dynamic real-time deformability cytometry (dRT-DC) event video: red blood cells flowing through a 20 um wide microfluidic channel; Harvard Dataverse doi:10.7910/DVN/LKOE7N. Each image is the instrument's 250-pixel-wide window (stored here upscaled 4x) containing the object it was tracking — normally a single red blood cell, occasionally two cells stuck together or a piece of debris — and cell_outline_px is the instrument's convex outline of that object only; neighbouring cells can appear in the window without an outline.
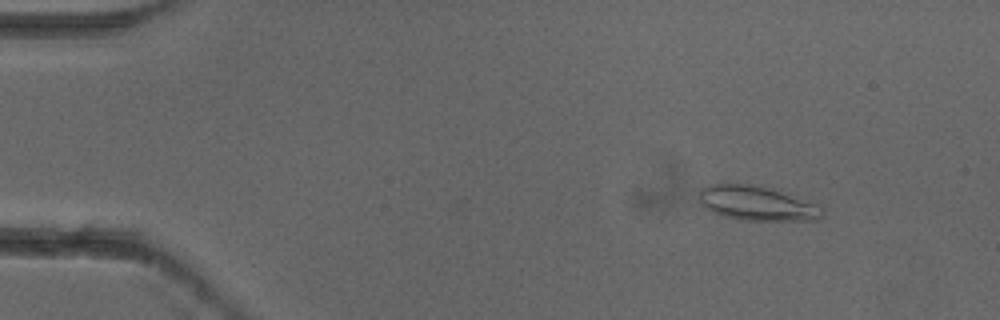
{"species": "common noctule bat (a hibernating species)", "species_latin": "Nyctalus noctula", "temperature_condition": "cold", "stored_images_in_passage": 8, "camera_frame_rate_fps": 3000, "um_per_image_px": 0.085, "animal": {"sex": "female"}, "frame": {"image": 1, "passage_image": 2, "time_ms": 0.333, "image_size_px": [1000, 320], "cell_outline_px": [[824, 216], [820, 220], [736, 220], [712, 212], [704, 208], [700, 200], [700, 188], [708, 184], [760, 184], [816, 204], [824, 208]], "centroid_in_image_um": [64.34, 17.28], "position_along_channel_um": 20.7, "area_um2": 25.03}}
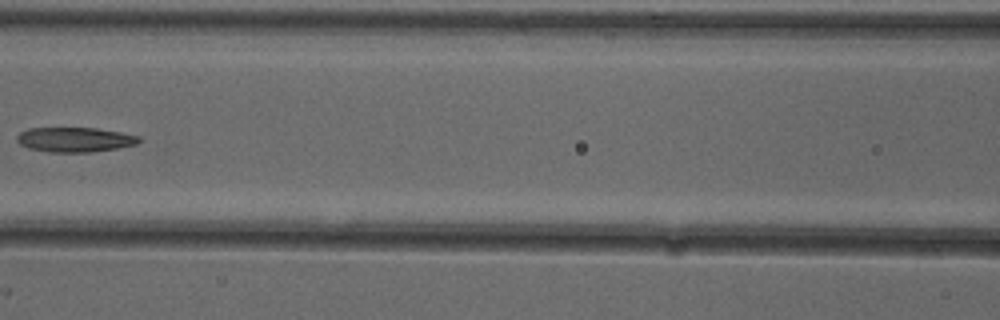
{"frame": {"image": 2, "passage_image": 7, "time_ms": 2.0, "image_size_px": [1000, 320], "cell_outline_px": [[140, 140], [136, 144], [116, 148], [92, 152], [48, 152], [28, 148], [20, 144], [16, 140], [16, 136], [20, 132], [28, 128], [96, 128], [120, 132], [140, 136]], "centroid_in_image_um": [6.33, 11.86], "position_along_channel_um": 160.3, "area_um2": 17.57}}
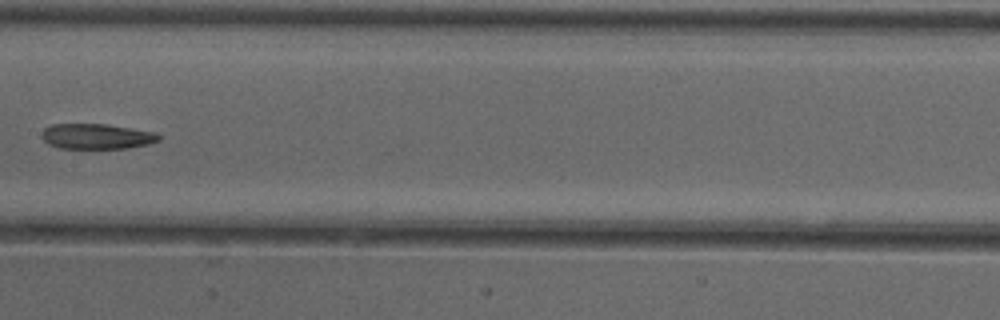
{"frame": {"image": 3, "passage_image": 8, "time_ms": 2.333, "image_size_px": [1000, 320], "cell_outline_px": [[160, 140], [148, 144], [128, 148], [60, 148], [48, 144], [40, 136], [40, 132], [44, 128], [52, 124], [108, 124], [152, 132], [160, 136]], "centroid_in_image_um": [8.16, 11.59], "position_along_channel_um": 199.2, "area_um2": 17.22}}